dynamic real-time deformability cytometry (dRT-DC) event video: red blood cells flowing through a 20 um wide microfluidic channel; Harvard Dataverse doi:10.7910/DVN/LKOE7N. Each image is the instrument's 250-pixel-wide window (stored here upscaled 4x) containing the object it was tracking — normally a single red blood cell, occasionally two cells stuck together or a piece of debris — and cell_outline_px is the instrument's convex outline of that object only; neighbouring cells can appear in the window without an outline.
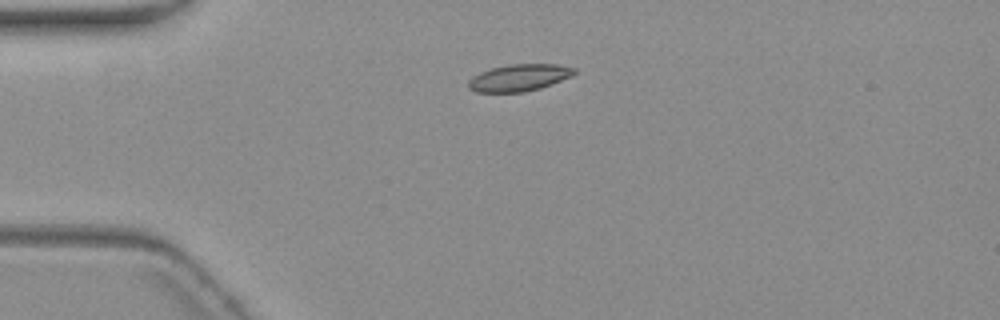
{"species": "common noctule bat (a hibernating species)", "species_latin": "Nyctalus noctula", "temperature_condition": "warm", "stored_images_in_passage": 5, "camera_frame_rate_fps": 3000, "um_per_image_px": 0.085, "animal": {"sex": "female", "body_mass_g": 19.3, "forearm_length_mm": 54.1}, "frame": {"image": 1, "passage_image": 3, "time_ms": 2.667, "image_size_px": [1000, 320], "cell_outline_px": [[576, 72], [572, 76], [552, 84], [540, 88], [524, 92], [476, 92], [468, 88], [468, 80], [472, 76], [480, 72], [492, 68], [508, 64], [556, 64], [576, 68]], "centroid_in_image_um": [44.12, 6.6], "position_along_channel_um": 40.9, "area_um2": 16.7}}